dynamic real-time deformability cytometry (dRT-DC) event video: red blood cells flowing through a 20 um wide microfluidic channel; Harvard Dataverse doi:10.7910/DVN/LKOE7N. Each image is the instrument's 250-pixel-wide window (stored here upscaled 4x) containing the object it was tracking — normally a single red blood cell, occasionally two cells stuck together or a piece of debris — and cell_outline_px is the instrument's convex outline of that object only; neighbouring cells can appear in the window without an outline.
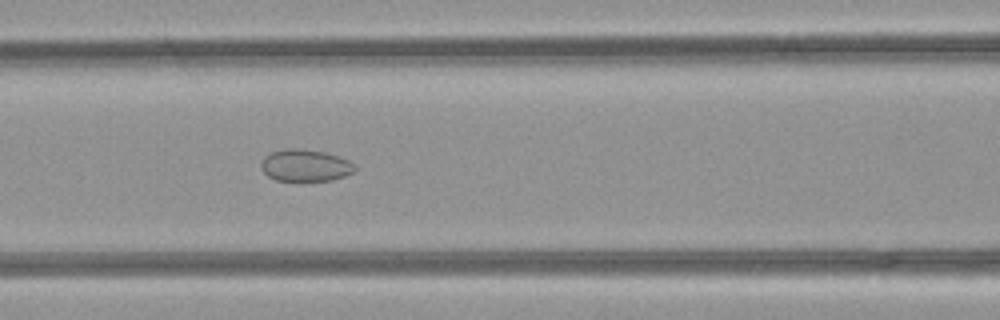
{"species": "common noctule bat (a hibernating species)", "species_latin": "Nyctalus noctula", "temperature_condition": "room temperature", "stored_images_in_passage": 46, "camera_frame_rate_fps": 3000, "um_per_image_px": 0.085, "animal": {"sex": "female", "body_mass_g": 21.9}, "frame": {"image": 1, "passage_image": 18, "time_ms": 5.667, "image_size_px": [1000, 320], "cell_outline_px": [[356, 168], [352, 172], [344, 176], [332, 180], [276, 180], [268, 176], [260, 168], [260, 164], [264, 156], [272, 152], [284, 148], [296, 148], [324, 152], [340, 156], [348, 160]], "centroid_in_image_um": [25.91, 14.05], "position_along_channel_um": 140.7, "area_um2": 17.34}}
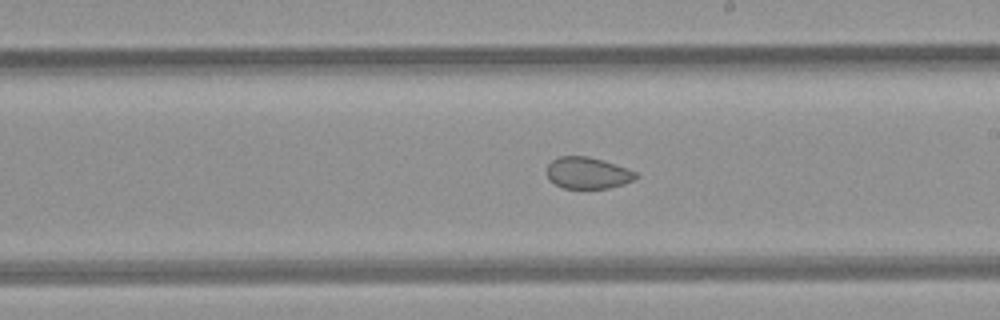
{"frame": {"image": 2, "passage_image": 25, "time_ms": 8.0, "image_size_px": [1000, 320], "cell_outline_px": [[640, 176], [636, 180], [624, 184], [608, 188], [564, 188], [548, 180], [548, 164], [552, 160], [560, 156], [588, 156], [628, 168], [636, 172]], "centroid_in_image_um": [49.99, 14.7], "position_along_channel_um": 239.0, "area_um2": 16.42}}
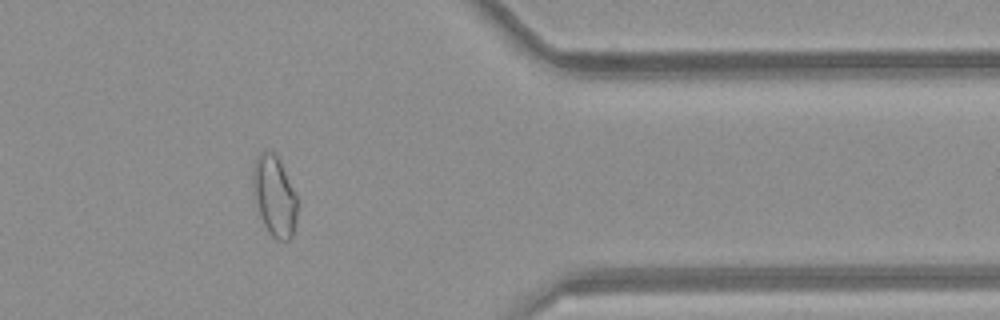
{"frame": {"image": 3, "passage_image": 37, "time_ms": 12.0, "image_size_px": [1000, 320], "cell_outline_px": [[300, 200], [296, 224], [292, 236], [288, 240], [276, 240], [268, 232], [260, 216], [252, 192], [252, 176], [256, 156], [260, 152], [272, 152], [280, 160]], "centroid_in_image_um": [23.36, 16.68], "position_along_channel_um": 388.0, "area_um2": 21.39}, "authors_computed_cell_mechanics": {"area_um2": 21.2993, "velocity_mm_per_s": 4.2262, "shape_relaxation_time_tau1_ms": null, "shape_relaxation_time_tau2_ms": 2.0568, "deformation_change_tau1": null, "deformation_change_tau2": 0.0529}}